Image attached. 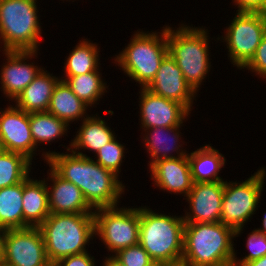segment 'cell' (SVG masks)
Masks as SVG:
<instances>
[{"label": "cell", "instance_id": "1", "mask_svg": "<svg viewBox=\"0 0 266 266\" xmlns=\"http://www.w3.org/2000/svg\"><path fill=\"white\" fill-rule=\"evenodd\" d=\"M69 151L65 154L50 150L43 152V160L58 176L75 184L94 210L119 205L126 187L119 176L103 168L94 158Z\"/></svg>", "mask_w": 266, "mask_h": 266}, {"label": "cell", "instance_id": "2", "mask_svg": "<svg viewBox=\"0 0 266 266\" xmlns=\"http://www.w3.org/2000/svg\"><path fill=\"white\" fill-rule=\"evenodd\" d=\"M234 238L221 222L185 223L181 266H233Z\"/></svg>", "mask_w": 266, "mask_h": 266}, {"label": "cell", "instance_id": "3", "mask_svg": "<svg viewBox=\"0 0 266 266\" xmlns=\"http://www.w3.org/2000/svg\"><path fill=\"white\" fill-rule=\"evenodd\" d=\"M184 225L183 216L159 214L141 206L139 244L156 264L181 266Z\"/></svg>", "mask_w": 266, "mask_h": 266}, {"label": "cell", "instance_id": "4", "mask_svg": "<svg viewBox=\"0 0 266 266\" xmlns=\"http://www.w3.org/2000/svg\"><path fill=\"white\" fill-rule=\"evenodd\" d=\"M46 255L53 265L71 255L87 252L86 245L95 237L93 213H51L39 226Z\"/></svg>", "mask_w": 266, "mask_h": 266}, {"label": "cell", "instance_id": "5", "mask_svg": "<svg viewBox=\"0 0 266 266\" xmlns=\"http://www.w3.org/2000/svg\"><path fill=\"white\" fill-rule=\"evenodd\" d=\"M209 32L203 26H187L176 30L167 26L168 53L181 69L185 81L197 93L211 69L209 56Z\"/></svg>", "mask_w": 266, "mask_h": 266}, {"label": "cell", "instance_id": "6", "mask_svg": "<svg viewBox=\"0 0 266 266\" xmlns=\"http://www.w3.org/2000/svg\"><path fill=\"white\" fill-rule=\"evenodd\" d=\"M162 28L161 32L151 33L137 30L125 49L114 57L115 64L141 88H146L155 78L168 54L167 26Z\"/></svg>", "mask_w": 266, "mask_h": 266}, {"label": "cell", "instance_id": "7", "mask_svg": "<svg viewBox=\"0 0 266 266\" xmlns=\"http://www.w3.org/2000/svg\"><path fill=\"white\" fill-rule=\"evenodd\" d=\"M36 2L37 0H0L2 51L39 50L42 32Z\"/></svg>", "mask_w": 266, "mask_h": 266}, {"label": "cell", "instance_id": "8", "mask_svg": "<svg viewBox=\"0 0 266 266\" xmlns=\"http://www.w3.org/2000/svg\"><path fill=\"white\" fill-rule=\"evenodd\" d=\"M265 170L262 167L242 182L224 181L220 222L233 228L235 237L242 233L245 223L259 207L258 203L265 187Z\"/></svg>", "mask_w": 266, "mask_h": 266}, {"label": "cell", "instance_id": "9", "mask_svg": "<svg viewBox=\"0 0 266 266\" xmlns=\"http://www.w3.org/2000/svg\"><path fill=\"white\" fill-rule=\"evenodd\" d=\"M93 215L95 236L114 253L112 256L139 243L140 207L98 208Z\"/></svg>", "mask_w": 266, "mask_h": 266}, {"label": "cell", "instance_id": "10", "mask_svg": "<svg viewBox=\"0 0 266 266\" xmlns=\"http://www.w3.org/2000/svg\"><path fill=\"white\" fill-rule=\"evenodd\" d=\"M225 30L222 40L226 42L230 62L242 69L255 55L266 34V14L237 12Z\"/></svg>", "mask_w": 266, "mask_h": 266}, {"label": "cell", "instance_id": "11", "mask_svg": "<svg viewBox=\"0 0 266 266\" xmlns=\"http://www.w3.org/2000/svg\"><path fill=\"white\" fill-rule=\"evenodd\" d=\"M0 266H52L39 227L6 229Z\"/></svg>", "mask_w": 266, "mask_h": 266}, {"label": "cell", "instance_id": "12", "mask_svg": "<svg viewBox=\"0 0 266 266\" xmlns=\"http://www.w3.org/2000/svg\"><path fill=\"white\" fill-rule=\"evenodd\" d=\"M0 143L4 151L22 154L33 162L37 148L31 136L30 113L14 104L5 110L0 108Z\"/></svg>", "mask_w": 266, "mask_h": 266}, {"label": "cell", "instance_id": "13", "mask_svg": "<svg viewBox=\"0 0 266 266\" xmlns=\"http://www.w3.org/2000/svg\"><path fill=\"white\" fill-rule=\"evenodd\" d=\"M139 107L142 129L183 126L190 111L181 103L140 88Z\"/></svg>", "mask_w": 266, "mask_h": 266}, {"label": "cell", "instance_id": "14", "mask_svg": "<svg viewBox=\"0 0 266 266\" xmlns=\"http://www.w3.org/2000/svg\"><path fill=\"white\" fill-rule=\"evenodd\" d=\"M224 181L194 182L186 196L190 212L183 216L185 223L220 222Z\"/></svg>", "mask_w": 266, "mask_h": 266}, {"label": "cell", "instance_id": "15", "mask_svg": "<svg viewBox=\"0 0 266 266\" xmlns=\"http://www.w3.org/2000/svg\"><path fill=\"white\" fill-rule=\"evenodd\" d=\"M7 59L0 70L1 91L9 101H14L18 95L35 79L43 67L27 63L38 51H3ZM26 60V61H25ZM5 64V65H4Z\"/></svg>", "mask_w": 266, "mask_h": 266}, {"label": "cell", "instance_id": "16", "mask_svg": "<svg viewBox=\"0 0 266 266\" xmlns=\"http://www.w3.org/2000/svg\"><path fill=\"white\" fill-rule=\"evenodd\" d=\"M146 89L155 95L183 104L190 112L193 109V100L197 96L169 53L162 60L155 78Z\"/></svg>", "mask_w": 266, "mask_h": 266}, {"label": "cell", "instance_id": "17", "mask_svg": "<svg viewBox=\"0 0 266 266\" xmlns=\"http://www.w3.org/2000/svg\"><path fill=\"white\" fill-rule=\"evenodd\" d=\"M151 179L159 189L186 197L193 186L188 155L184 157L160 159L150 167Z\"/></svg>", "mask_w": 266, "mask_h": 266}, {"label": "cell", "instance_id": "18", "mask_svg": "<svg viewBox=\"0 0 266 266\" xmlns=\"http://www.w3.org/2000/svg\"><path fill=\"white\" fill-rule=\"evenodd\" d=\"M48 170H50L48 171L49 176L46 179L50 178L49 180L52 182L48 184V180H46L50 213H94V209L75 184L62 179L51 168Z\"/></svg>", "mask_w": 266, "mask_h": 266}, {"label": "cell", "instance_id": "19", "mask_svg": "<svg viewBox=\"0 0 266 266\" xmlns=\"http://www.w3.org/2000/svg\"><path fill=\"white\" fill-rule=\"evenodd\" d=\"M180 128L181 126L143 129L145 134L143 133L142 135V143L145 145L144 147H146L151 158V161L148 163L149 167L160 159L177 158L188 155L187 151L181 149L183 144H180L182 142L181 132L179 131ZM173 152H176V156L173 155Z\"/></svg>", "mask_w": 266, "mask_h": 266}, {"label": "cell", "instance_id": "20", "mask_svg": "<svg viewBox=\"0 0 266 266\" xmlns=\"http://www.w3.org/2000/svg\"><path fill=\"white\" fill-rule=\"evenodd\" d=\"M23 228L39 227L51 214L46 179L35 180L28 175L23 180Z\"/></svg>", "mask_w": 266, "mask_h": 266}, {"label": "cell", "instance_id": "21", "mask_svg": "<svg viewBox=\"0 0 266 266\" xmlns=\"http://www.w3.org/2000/svg\"><path fill=\"white\" fill-rule=\"evenodd\" d=\"M96 115L97 113L95 116L89 115L86 119H83L76 136L69 143V147H66V150L69 151L71 149L74 153L88 157L87 154L81 152L82 149L96 153L106 143L117 137L105 123L106 121L101 116Z\"/></svg>", "mask_w": 266, "mask_h": 266}, {"label": "cell", "instance_id": "22", "mask_svg": "<svg viewBox=\"0 0 266 266\" xmlns=\"http://www.w3.org/2000/svg\"><path fill=\"white\" fill-rule=\"evenodd\" d=\"M60 78L43 68L35 79L14 100L16 107L31 113L47 111L55 85Z\"/></svg>", "mask_w": 266, "mask_h": 266}, {"label": "cell", "instance_id": "23", "mask_svg": "<svg viewBox=\"0 0 266 266\" xmlns=\"http://www.w3.org/2000/svg\"><path fill=\"white\" fill-rule=\"evenodd\" d=\"M88 108L89 106L72 92L65 81L59 80L53 89L47 111L70 125L80 118L81 121L86 119L89 116L86 114Z\"/></svg>", "mask_w": 266, "mask_h": 266}, {"label": "cell", "instance_id": "24", "mask_svg": "<svg viewBox=\"0 0 266 266\" xmlns=\"http://www.w3.org/2000/svg\"><path fill=\"white\" fill-rule=\"evenodd\" d=\"M193 182L224 181L218 174L226 159L212 146L205 145L188 153Z\"/></svg>", "mask_w": 266, "mask_h": 266}, {"label": "cell", "instance_id": "25", "mask_svg": "<svg viewBox=\"0 0 266 266\" xmlns=\"http://www.w3.org/2000/svg\"><path fill=\"white\" fill-rule=\"evenodd\" d=\"M59 78L65 81L72 92L89 107L99 104L97 101L103 98L102 95H105L106 88H108L98 70L77 76H65V78L62 76Z\"/></svg>", "mask_w": 266, "mask_h": 266}, {"label": "cell", "instance_id": "26", "mask_svg": "<svg viewBox=\"0 0 266 266\" xmlns=\"http://www.w3.org/2000/svg\"><path fill=\"white\" fill-rule=\"evenodd\" d=\"M31 136L35 147L67 135L69 125L48 111L30 113ZM39 143V144H38Z\"/></svg>", "mask_w": 266, "mask_h": 266}, {"label": "cell", "instance_id": "27", "mask_svg": "<svg viewBox=\"0 0 266 266\" xmlns=\"http://www.w3.org/2000/svg\"><path fill=\"white\" fill-rule=\"evenodd\" d=\"M99 49L88 39L80 40L70 51L64 66L65 76H77L99 70Z\"/></svg>", "mask_w": 266, "mask_h": 266}, {"label": "cell", "instance_id": "28", "mask_svg": "<svg viewBox=\"0 0 266 266\" xmlns=\"http://www.w3.org/2000/svg\"><path fill=\"white\" fill-rule=\"evenodd\" d=\"M23 181L0 189V226L6 229L23 228Z\"/></svg>", "mask_w": 266, "mask_h": 266}, {"label": "cell", "instance_id": "29", "mask_svg": "<svg viewBox=\"0 0 266 266\" xmlns=\"http://www.w3.org/2000/svg\"><path fill=\"white\" fill-rule=\"evenodd\" d=\"M32 162L24 155L3 151L0 154V189L22 182L31 172Z\"/></svg>", "mask_w": 266, "mask_h": 266}, {"label": "cell", "instance_id": "30", "mask_svg": "<svg viewBox=\"0 0 266 266\" xmlns=\"http://www.w3.org/2000/svg\"><path fill=\"white\" fill-rule=\"evenodd\" d=\"M125 150V146L119 143L115 137L95 153L96 162L119 176L123 157L125 158Z\"/></svg>", "mask_w": 266, "mask_h": 266}, {"label": "cell", "instance_id": "31", "mask_svg": "<svg viewBox=\"0 0 266 266\" xmlns=\"http://www.w3.org/2000/svg\"><path fill=\"white\" fill-rule=\"evenodd\" d=\"M248 255H245L242 259H237L235 256L233 266H243L247 262L257 260L266 255V234L256 229L249 233L246 241Z\"/></svg>", "mask_w": 266, "mask_h": 266}, {"label": "cell", "instance_id": "32", "mask_svg": "<svg viewBox=\"0 0 266 266\" xmlns=\"http://www.w3.org/2000/svg\"><path fill=\"white\" fill-rule=\"evenodd\" d=\"M114 257L125 266H153L156 264L139 243L120 250Z\"/></svg>", "mask_w": 266, "mask_h": 266}, {"label": "cell", "instance_id": "33", "mask_svg": "<svg viewBox=\"0 0 266 266\" xmlns=\"http://www.w3.org/2000/svg\"><path fill=\"white\" fill-rule=\"evenodd\" d=\"M244 68L256 73L259 78L266 79V34L261 39L255 55L242 69Z\"/></svg>", "mask_w": 266, "mask_h": 266}, {"label": "cell", "instance_id": "34", "mask_svg": "<svg viewBox=\"0 0 266 266\" xmlns=\"http://www.w3.org/2000/svg\"><path fill=\"white\" fill-rule=\"evenodd\" d=\"M95 258L90 253L71 255L58 260L53 266H95Z\"/></svg>", "mask_w": 266, "mask_h": 266}, {"label": "cell", "instance_id": "35", "mask_svg": "<svg viewBox=\"0 0 266 266\" xmlns=\"http://www.w3.org/2000/svg\"><path fill=\"white\" fill-rule=\"evenodd\" d=\"M237 12L264 13L266 14V0H233Z\"/></svg>", "mask_w": 266, "mask_h": 266}, {"label": "cell", "instance_id": "36", "mask_svg": "<svg viewBox=\"0 0 266 266\" xmlns=\"http://www.w3.org/2000/svg\"><path fill=\"white\" fill-rule=\"evenodd\" d=\"M107 257H104L105 261H103L102 266H125L119 260H117L114 256L109 255Z\"/></svg>", "mask_w": 266, "mask_h": 266}, {"label": "cell", "instance_id": "37", "mask_svg": "<svg viewBox=\"0 0 266 266\" xmlns=\"http://www.w3.org/2000/svg\"><path fill=\"white\" fill-rule=\"evenodd\" d=\"M243 266H266V255L257 260L247 262Z\"/></svg>", "mask_w": 266, "mask_h": 266}, {"label": "cell", "instance_id": "38", "mask_svg": "<svg viewBox=\"0 0 266 266\" xmlns=\"http://www.w3.org/2000/svg\"><path fill=\"white\" fill-rule=\"evenodd\" d=\"M4 232H5V229L0 226V259L2 255V244H3Z\"/></svg>", "mask_w": 266, "mask_h": 266}, {"label": "cell", "instance_id": "39", "mask_svg": "<svg viewBox=\"0 0 266 266\" xmlns=\"http://www.w3.org/2000/svg\"><path fill=\"white\" fill-rule=\"evenodd\" d=\"M262 226H263L262 228L260 227L257 230L266 234V212H265L263 220H262Z\"/></svg>", "mask_w": 266, "mask_h": 266}, {"label": "cell", "instance_id": "40", "mask_svg": "<svg viewBox=\"0 0 266 266\" xmlns=\"http://www.w3.org/2000/svg\"><path fill=\"white\" fill-rule=\"evenodd\" d=\"M4 151L2 144L0 143V154Z\"/></svg>", "mask_w": 266, "mask_h": 266}, {"label": "cell", "instance_id": "41", "mask_svg": "<svg viewBox=\"0 0 266 266\" xmlns=\"http://www.w3.org/2000/svg\"><path fill=\"white\" fill-rule=\"evenodd\" d=\"M153 266H169V265H166V264H154Z\"/></svg>", "mask_w": 266, "mask_h": 266}]
</instances>
